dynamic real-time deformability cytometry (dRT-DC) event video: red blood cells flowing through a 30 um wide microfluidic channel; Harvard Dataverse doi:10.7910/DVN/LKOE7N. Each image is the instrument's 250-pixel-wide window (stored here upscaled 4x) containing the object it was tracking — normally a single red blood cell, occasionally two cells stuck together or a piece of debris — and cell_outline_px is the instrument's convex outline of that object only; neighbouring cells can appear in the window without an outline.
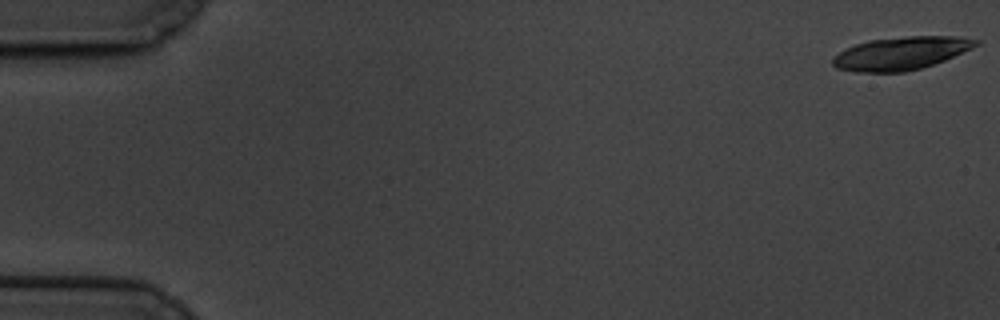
{"species": "common noctule bat (a hibernating species)", "species_latin": "Nyctalus noctula", "temperature_condition": "cold", "stored_images_in_passage": 21, "camera_frame_rate_fps": 3000, "um_per_image_px": 0.085, "animal": {"sex": "male", "body_mass_g": 19.5, "forearm_length_mm": 54.6}, "frame": {"image": 1, "passage_image": 1, "time_ms": 0.0, "image_size_px": [1000, 320], "cell_outline_px": [[980, 44], [972, 48], [944, 60], [920, 68], [904, 72], [856, 72], [836, 68], [832, 64], [832, 56], [856, 44], [868, 40], [908, 36], [956, 36], [980, 40]], "centroid_in_image_um": [76.57, 4.53], "position_along_channel_um": 8.4, "area_um2": 27.4}}
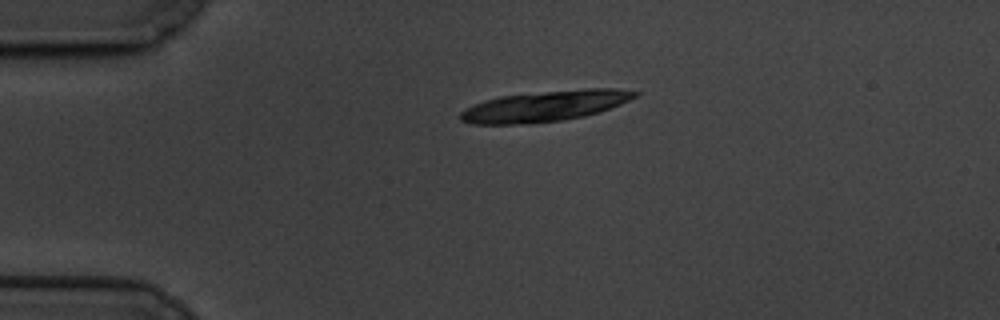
{"frame": {"image": 2, "passage_image": 14, "time_ms": 4.333, "image_size_px": [1000, 320], "cell_outline_px": [[640, 92], [636, 96], [620, 104], [600, 112], [584, 116], [564, 120], [528, 124], [472, 124], [460, 120], [460, 112], [464, 108], [484, 100], [500, 96], [588, 88], [616, 88]], "centroid_in_image_um": [46.3, 9.03], "position_along_channel_um": 38.7, "area_um2": 31.15}}